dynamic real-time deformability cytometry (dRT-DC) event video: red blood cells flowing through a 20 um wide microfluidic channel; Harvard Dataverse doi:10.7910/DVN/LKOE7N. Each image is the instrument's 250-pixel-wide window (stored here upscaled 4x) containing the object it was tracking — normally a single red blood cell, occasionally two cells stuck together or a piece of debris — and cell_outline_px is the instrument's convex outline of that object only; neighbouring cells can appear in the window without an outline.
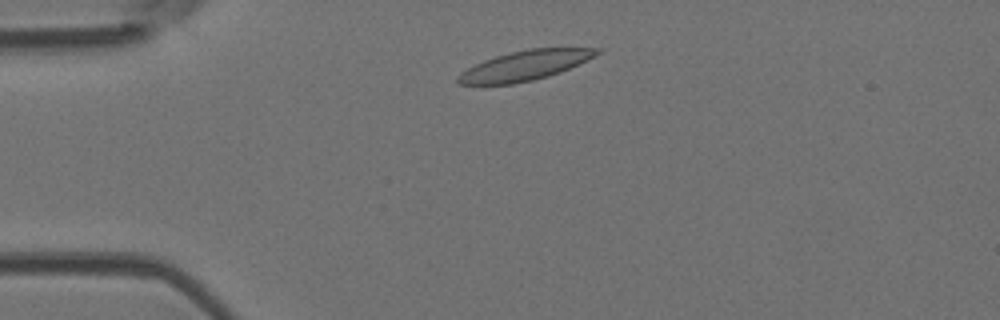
{"species": "Egyptian fruit bat (a non-hibernating species)", "species_latin": "Rousettus aegyptiacus", "temperature_condition": "room temperature", "stored_images_in_passage": 3, "camera_frame_rate_fps": 3000, "um_per_image_px": 0.085, "animal": {"sex": "female"}, "frame": {"image": 1, "passage_image": 1, "time_ms": 0.0, "image_size_px": [1000, 320], "cell_outline_px": [[600, 52], [596, 56], [580, 64], [560, 72], [548, 76], [532, 80], [512, 84], [460, 84], [456, 80], [456, 76], [460, 72], [484, 60], [496, 56], [528, 48], [600, 48]], "centroid_in_image_um": [44.63, 5.56], "position_along_channel_um": 40.4, "area_um2": 23.93}}
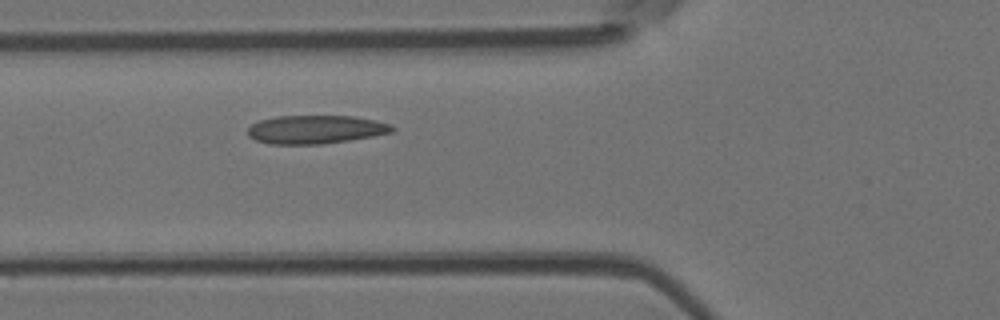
{"frame": {"image": 2, "passage_image": 3, "time_ms": 2.333, "image_size_px": [1000, 320], "cell_outline_px": [[396, 128], [392, 132], [372, 136], [348, 140], [320, 144], [268, 144], [256, 140], [248, 136], [248, 128], [252, 124], [260, 120], [276, 116], [352, 116], [376, 120], [392, 124]], "centroid_in_image_um": [26.83, 11.0], "position_along_channel_um": 99.0, "area_um2": 23.93}}